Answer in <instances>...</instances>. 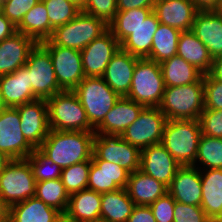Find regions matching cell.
Masks as SVG:
<instances>
[{
    "instance_id": "6da1fadb",
    "label": "cell",
    "mask_w": 222,
    "mask_h": 222,
    "mask_svg": "<svg viewBox=\"0 0 222 222\" xmlns=\"http://www.w3.org/2000/svg\"><path fill=\"white\" fill-rule=\"evenodd\" d=\"M95 132L55 131L49 134L39 149L61 169L91 161Z\"/></svg>"
},
{
    "instance_id": "7a4b0ae2",
    "label": "cell",
    "mask_w": 222,
    "mask_h": 222,
    "mask_svg": "<svg viewBox=\"0 0 222 222\" xmlns=\"http://www.w3.org/2000/svg\"><path fill=\"white\" fill-rule=\"evenodd\" d=\"M203 76L194 83L165 87L159 109L167 120H199L204 111Z\"/></svg>"
},
{
    "instance_id": "3957f363",
    "label": "cell",
    "mask_w": 222,
    "mask_h": 222,
    "mask_svg": "<svg viewBox=\"0 0 222 222\" xmlns=\"http://www.w3.org/2000/svg\"><path fill=\"white\" fill-rule=\"evenodd\" d=\"M202 135L199 120H167L161 144L181 165H193Z\"/></svg>"
},
{
    "instance_id": "277c9868",
    "label": "cell",
    "mask_w": 222,
    "mask_h": 222,
    "mask_svg": "<svg viewBox=\"0 0 222 222\" xmlns=\"http://www.w3.org/2000/svg\"><path fill=\"white\" fill-rule=\"evenodd\" d=\"M46 101L50 129L55 131H95L73 90H62Z\"/></svg>"
},
{
    "instance_id": "5b68a950",
    "label": "cell",
    "mask_w": 222,
    "mask_h": 222,
    "mask_svg": "<svg viewBox=\"0 0 222 222\" xmlns=\"http://www.w3.org/2000/svg\"><path fill=\"white\" fill-rule=\"evenodd\" d=\"M165 87L160 64L148 58H139L127 98L144 107H159Z\"/></svg>"
},
{
    "instance_id": "8992f818",
    "label": "cell",
    "mask_w": 222,
    "mask_h": 222,
    "mask_svg": "<svg viewBox=\"0 0 222 222\" xmlns=\"http://www.w3.org/2000/svg\"><path fill=\"white\" fill-rule=\"evenodd\" d=\"M73 91L78 96L94 129L120 98L102 77H85Z\"/></svg>"
},
{
    "instance_id": "52a82bcc",
    "label": "cell",
    "mask_w": 222,
    "mask_h": 222,
    "mask_svg": "<svg viewBox=\"0 0 222 222\" xmlns=\"http://www.w3.org/2000/svg\"><path fill=\"white\" fill-rule=\"evenodd\" d=\"M108 28L102 19L81 11L68 23L55 28L48 41L52 45L81 51Z\"/></svg>"
},
{
    "instance_id": "ba28073f",
    "label": "cell",
    "mask_w": 222,
    "mask_h": 222,
    "mask_svg": "<svg viewBox=\"0 0 222 222\" xmlns=\"http://www.w3.org/2000/svg\"><path fill=\"white\" fill-rule=\"evenodd\" d=\"M36 180L27 159H13L0 174V198L9 206L35 196Z\"/></svg>"
},
{
    "instance_id": "9c48e42d",
    "label": "cell",
    "mask_w": 222,
    "mask_h": 222,
    "mask_svg": "<svg viewBox=\"0 0 222 222\" xmlns=\"http://www.w3.org/2000/svg\"><path fill=\"white\" fill-rule=\"evenodd\" d=\"M25 66L28 68L29 84L37 99L47 100L63 90L58 85L50 54L40 43L31 50Z\"/></svg>"
},
{
    "instance_id": "30bf717a",
    "label": "cell",
    "mask_w": 222,
    "mask_h": 222,
    "mask_svg": "<svg viewBox=\"0 0 222 222\" xmlns=\"http://www.w3.org/2000/svg\"><path fill=\"white\" fill-rule=\"evenodd\" d=\"M141 151L121 135L95 134L91 159H101L120 165L129 173L140 169Z\"/></svg>"
},
{
    "instance_id": "8fae6325",
    "label": "cell",
    "mask_w": 222,
    "mask_h": 222,
    "mask_svg": "<svg viewBox=\"0 0 222 222\" xmlns=\"http://www.w3.org/2000/svg\"><path fill=\"white\" fill-rule=\"evenodd\" d=\"M166 121L165 115L158 107H144L121 136L141 151L150 145L161 143Z\"/></svg>"
},
{
    "instance_id": "7c38bea8",
    "label": "cell",
    "mask_w": 222,
    "mask_h": 222,
    "mask_svg": "<svg viewBox=\"0 0 222 222\" xmlns=\"http://www.w3.org/2000/svg\"><path fill=\"white\" fill-rule=\"evenodd\" d=\"M40 44L50 54L58 85L73 90L85 78L80 50L52 45L48 40Z\"/></svg>"
},
{
    "instance_id": "4fadbf2b",
    "label": "cell",
    "mask_w": 222,
    "mask_h": 222,
    "mask_svg": "<svg viewBox=\"0 0 222 222\" xmlns=\"http://www.w3.org/2000/svg\"><path fill=\"white\" fill-rule=\"evenodd\" d=\"M20 123L17 108L5 107L0 112V151L12 159H26L35 150L23 136Z\"/></svg>"
},
{
    "instance_id": "5bb4252c",
    "label": "cell",
    "mask_w": 222,
    "mask_h": 222,
    "mask_svg": "<svg viewBox=\"0 0 222 222\" xmlns=\"http://www.w3.org/2000/svg\"><path fill=\"white\" fill-rule=\"evenodd\" d=\"M120 50V43L108 28L80 51L85 77H102L112 57Z\"/></svg>"
},
{
    "instance_id": "9a60e30c",
    "label": "cell",
    "mask_w": 222,
    "mask_h": 222,
    "mask_svg": "<svg viewBox=\"0 0 222 222\" xmlns=\"http://www.w3.org/2000/svg\"><path fill=\"white\" fill-rule=\"evenodd\" d=\"M16 108L23 136L34 148H39L50 131L47 101L36 99Z\"/></svg>"
},
{
    "instance_id": "2e32d148",
    "label": "cell",
    "mask_w": 222,
    "mask_h": 222,
    "mask_svg": "<svg viewBox=\"0 0 222 222\" xmlns=\"http://www.w3.org/2000/svg\"><path fill=\"white\" fill-rule=\"evenodd\" d=\"M181 165L161 144H153L141 150L140 169L146 175L170 185Z\"/></svg>"
},
{
    "instance_id": "e0dca14e",
    "label": "cell",
    "mask_w": 222,
    "mask_h": 222,
    "mask_svg": "<svg viewBox=\"0 0 222 222\" xmlns=\"http://www.w3.org/2000/svg\"><path fill=\"white\" fill-rule=\"evenodd\" d=\"M130 173L120 165L101 159H91L87 189L107 193L126 188Z\"/></svg>"
},
{
    "instance_id": "ac0fdd59",
    "label": "cell",
    "mask_w": 222,
    "mask_h": 222,
    "mask_svg": "<svg viewBox=\"0 0 222 222\" xmlns=\"http://www.w3.org/2000/svg\"><path fill=\"white\" fill-rule=\"evenodd\" d=\"M37 42L16 31L0 42V76L15 72L27 62L31 50Z\"/></svg>"
},
{
    "instance_id": "d6986e66",
    "label": "cell",
    "mask_w": 222,
    "mask_h": 222,
    "mask_svg": "<svg viewBox=\"0 0 222 222\" xmlns=\"http://www.w3.org/2000/svg\"><path fill=\"white\" fill-rule=\"evenodd\" d=\"M159 22L183 31H190L198 12L191 0H157L153 7Z\"/></svg>"
},
{
    "instance_id": "ffe728a7",
    "label": "cell",
    "mask_w": 222,
    "mask_h": 222,
    "mask_svg": "<svg viewBox=\"0 0 222 222\" xmlns=\"http://www.w3.org/2000/svg\"><path fill=\"white\" fill-rule=\"evenodd\" d=\"M168 193L177 202L200 206L202 199L200 169L192 165L181 166L168 186Z\"/></svg>"
},
{
    "instance_id": "44dd1931",
    "label": "cell",
    "mask_w": 222,
    "mask_h": 222,
    "mask_svg": "<svg viewBox=\"0 0 222 222\" xmlns=\"http://www.w3.org/2000/svg\"><path fill=\"white\" fill-rule=\"evenodd\" d=\"M139 58L120 50L108 63L102 78L120 97H127L131 88L135 64Z\"/></svg>"
},
{
    "instance_id": "7402d4cb",
    "label": "cell",
    "mask_w": 222,
    "mask_h": 222,
    "mask_svg": "<svg viewBox=\"0 0 222 222\" xmlns=\"http://www.w3.org/2000/svg\"><path fill=\"white\" fill-rule=\"evenodd\" d=\"M0 94L5 107L16 108L37 99L29 84L28 68L25 65L13 73L0 76Z\"/></svg>"
},
{
    "instance_id": "603a6c76",
    "label": "cell",
    "mask_w": 222,
    "mask_h": 222,
    "mask_svg": "<svg viewBox=\"0 0 222 222\" xmlns=\"http://www.w3.org/2000/svg\"><path fill=\"white\" fill-rule=\"evenodd\" d=\"M144 106L137 102L120 97L104 120L95 128V134L121 135L143 110Z\"/></svg>"
},
{
    "instance_id": "cb8c5ba5",
    "label": "cell",
    "mask_w": 222,
    "mask_h": 222,
    "mask_svg": "<svg viewBox=\"0 0 222 222\" xmlns=\"http://www.w3.org/2000/svg\"><path fill=\"white\" fill-rule=\"evenodd\" d=\"M191 31L214 59L222 55V17L215 11H198Z\"/></svg>"
},
{
    "instance_id": "d4e9b609",
    "label": "cell",
    "mask_w": 222,
    "mask_h": 222,
    "mask_svg": "<svg viewBox=\"0 0 222 222\" xmlns=\"http://www.w3.org/2000/svg\"><path fill=\"white\" fill-rule=\"evenodd\" d=\"M101 194L83 189L69 196L63 220L66 222H93L100 220Z\"/></svg>"
},
{
    "instance_id": "484cf974",
    "label": "cell",
    "mask_w": 222,
    "mask_h": 222,
    "mask_svg": "<svg viewBox=\"0 0 222 222\" xmlns=\"http://www.w3.org/2000/svg\"><path fill=\"white\" fill-rule=\"evenodd\" d=\"M63 214L42 200L30 197L10 206L9 222H62Z\"/></svg>"
},
{
    "instance_id": "4316f807",
    "label": "cell",
    "mask_w": 222,
    "mask_h": 222,
    "mask_svg": "<svg viewBox=\"0 0 222 222\" xmlns=\"http://www.w3.org/2000/svg\"><path fill=\"white\" fill-rule=\"evenodd\" d=\"M201 207L210 220H222V169L200 170Z\"/></svg>"
},
{
    "instance_id": "83f0119b",
    "label": "cell",
    "mask_w": 222,
    "mask_h": 222,
    "mask_svg": "<svg viewBox=\"0 0 222 222\" xmlns=\"http://www.w3.org/2000/svg\"><path fill=\"white\" fill-rule=\"evenodd\" d=\"M126 191L135 205L150 206L168 192V187L141 170H137L130 173Z\"/></svg>"
},
{
    "instance_id": "f1b7e54d",
    "label": "cell",
    "mask_w": 222,
    "mask_h": 222,
    "mask_svg": "<svg viewBox=\"0 0 222 222\" xmlns=\"http://www.w3.org/2000/svg\"><path fill=\"white\" fill-rule=\"evenodd\" d=\"M160 24L156 14L152 11L130 34L120 43V48L138 58L150 56L154 33Z\"/></svg>"
},
{
    "instance_id": "f546056e",
    "label": "cell",
    "mask_w": 222,
    "mask_h": 222,
    "mask_svg": "<svg viewBox=\"0 0 222 222\" xmlns=\"http://www.w3.org/2000/svg\"><path fill=\"white\" fill-rule=\"evenodd\" d=\"M177 56L182 57L203 74H208L211 70L213 58L206 46L191 30L180 33Z\"/></svg>"
},
{
    "instance_id": "4dcf8cb0",
    "label": "cell",
    "mask_w": 222,
    "mask_h": 222,
    "mask_svg": "<svg viewBox=\"0 0 222 222\" xmlns=\"http://www.w3.org/2000/svg\"><path fill=\"white\" fill-rule=\"evenodd\" d=\"M135 206L126 188L102 193L100 219L106 222H127Z\"/></svg>"
},
{
    "instance_id": "1f68e13d",
    "label": "cell",
    "mask_w": 222,
    "mask_h": 222,
    "mask_svg": "<svg viewBox=\"0 0 222 222\" xmlns=\"http://www.w3.org/2000/svg\"><path fill=\"white\" fill-rule=\"evenodd\" d=\"M53 30L48 18V11L42 0L24 15L23 20L16 27V31L33 38L37 43L48 40Z\"/></svg>"
},
{
    "instance_id": "d6a6232c",
    "label": "cell",
    "mask_w": 222,
    "mask_h": 222,
    "mask_svg": "<svg viewBox=\"0 0 222 222\" xmlns=\"http://www.w3.org/2000/svg\"><path fill=\"white\" fill-rule=\"evenodd\" d=\"M166 87L197 82L204 74L182 57L173 56L160 63Z\"/></svg>"
},
{
    "instance_id": "836d02e7",
    "label": "cell",
    "mask_w": 222,
    "mask_h": 222,
    "mask_svg": "<svg viewBox=\"0 0 222 222\" xmlns=\"http://www.w3.org/2000/svg\"><path fill=\"white\" fill-rule=\"evenodd\" d=\"M180 33V30L160 23L154 33L148 59L160 64L161 62L176 56Z\"/></svg>"
},
{
    "instance_id": "e575fe53",
    "label": "cell",
    "mask_w": 222,
    "mask_h": 222,
    "mask_svg": "<svg viewBox=\"0 0 222 222\" xmlns=\"http://www.w3.org/2000/svg\"><path fill=\"white\" fill-rule=\"evenodd\" d=\"M152 11L153 8H135L117 12L108 27L113 36L121 43Z\"/></svg>"
},
{
    "instance_id": "d590c367",
    "label": "cell",
    "mask_w": 222,
    "mask_h": 222,
    "mask_svg": "<svg viewBox=\"0 0 222 222\" xmlns=\"http://www.w3.org/2000/svg\"><path fill=\"white\" fill-rule=\"evenodd\" d=\"M200 170L222 169V138L201 135L195 163Z\"/></svg>"
},
{
    "instance_id": "8d00e7d4",
    "label": "cell",
    "mask_w": 222,
    "mask_h": 222,
    "mask_svg": "<svg viewBox=\"0 0 222 222\" xmlns=\"http://www.w3.org/2000/svg\"><path fill=\"white\" fill-rule=\"evenodd\" d=\"M35 197L56 208L62 214L66 212L69 194L66 192L61 178L36 182Z\"/></svg>"
},
{
    "instance_id": "74e56055",
    "label": "cell",
    "mask_w": 222,
    "mask_h": 222,
    "mask_svg": "<svg viewBox=\"0 0 222 222\" xmlns=\"http://www.w3.org/2000/svg\"><path fill=\"white\" fill-rule=\"evenodd\" d=\"M90 165L91 161H84L62 169L61 180L69 196L87 189Z\"/></svg>"
},
{
    "instance_id": "f35d334b",
    "label": "cell",
    "mask_w": 222,
    "mask_h": 222,
    "mask_svg": "<svg viewBox=\"0 0 222 222\" xmlns=\"http://www.w3.org/2000/svg\"><path fill=\"white\" fill-rule=\"evenodd\" d=\"M33 171L36 182H43L61 178L62 169L49 159L39 148H35L26 158Z\"/></svg>"
},
{
    "instance_id": "ab89813d",
    "label": "cell",
    "mask_w": 222,
    "mask_h": 222,
    "mask_svg": "<svg viewBox=\"0 0 222 222\" xmlns=\"http://www.w3.org/2000/svg\"><path fill=\"white\" fill-rule=\"evenodd\" d=\"M48 11V18L53 29L64 25L77 16L81 9L67 0H42Z\"/></svg>"
},
{
    "instance_id": "60d3db41",
    "label": "cell",
    "mask_w": 222,
    "mask_h": 222,
    "mask_svg": "<svg viewBox=\"0 0 222 222\" xmlns=\"http://www.w3.org/2000/svg\"><path fill=\"white\" fill-rule=\"evenodd\" d=\"M81 11L102 19L109 25L118 12L117 0H86L85 6Z\"/></svg>"
},
{
    "instance_id": "b9f144b4",
    "label": "cell",
    "mask_w": 222,
    "mask_h": 222,
    "mask_svg": "<svg viewBox=\"0 0 222 222\" xmlns=\"http://www.w3.org/2000/svg\"><path fill=\"white\" fill-rule=\"evenodd\" d=\"M41 0H3L4 16L17 27L24 15Z\"/></svg>"
},
{
    "instance_id": "7bdbcfd3",
    "label": "cell",
    "mask_w": 222,
    "mask_h": 222,
    "mask_svg": "<svg viewBox=\"0 0 222 222\" xmlns=\"http://www.w3.org/2000/svg\"><path fill=\"white\" fill-rule=\"evenodd\" d=\"M204 109L222 110V82L214 80L209 74L203 75Z\"/></svg>"
},
{
    "instance_id": "ee69618b",
    "label": "cell",
    "mask_w": 222,
    "mask_h": 222,
    "mask_svg": "<svg viewBox=\"0 0 222 222\" xmlns=\"http://www.w3.org/2000/svg\"><path fill=\"white\" fill-rule=\"evenodd\" d=\"M203 135L222 138V111L204 109L199 118Z\"/></svg>"
},
{
    "instance_id": "f6af8a7d",
    "label": "cell",
    "mask_w": 222,
    "mask_h": 222,
    "mask_svg": "<svg viewBox=\"0 0 222 222\" xmlns=\"http://www.w3.org/2000/svg\"><path fill=\"white\" fill-rule=\"evenodd\" d=\"M173 222H210L201 206L187 205L175 201Z\"/></svg>"
},
{
    "instance_id": "bcb514c9",
    "label": "cell",
    "mask_w": 222,
    "mask_h": 222,
    "mask_svg": "<svg viewBox=\"0 0 222 222\" xmlns=\"http://www.w3.org/2000/svg\"><path fill=\"white\" fill-rule=\"evenodd\" d=\"M175 200L167 192L150 205L156 222H173Z\"/></svg>"
},
{
    "instance_id": "7dc6e473",
    "label": "cell",
    "mask_w": 222,
    "mask_h": 222,
    "mask_svg": "<svg viewBox=\"0 0 222 222\" xmlns=\"http://www.w3.org/2000/svg\"><path fill=\"white\" fill-rule=\"evenodd\" d=\"M127 222H156L150 206L136 205Z\"/></svg>"
},
{
    "instance_id": "c3c4849f",
    "label": "cell",
    "mask_w": 222,
    "mask_h": 222,
    "mask_svg": "<svg viewBox=\"0 0 222 222\" xmlns=\"http://www.w3.org/2000/svg\"><path fill=\"white\" fill-rule=\"evenodd\" d=\"M157 0H117L118 12L135 8H153Z\"/></svg>"
},
{
    "instance_id": "681fc988",
    "label": "cell",
    "mask_w": 222,
    "mask_h": 222,
    "mask_svg": "<svg viewBox=\"0 0 222 222\" xmlns=\"http://www.w3.org/2000/svg\"><path fill=\"white\" fill-rule=\"evenodd\" d=\"M16 32V27L0 13V42Z\"/></svg>"
},
{
    "instance_id": "f907efd6",
    "label": "cell",
    "mask_w": 222,
    "mask_h": 222,
    "mask_svg": "<svg viewBox=\"0 0 222 222\" xmlns=\"http://www.w3.org/2000/svg\"><path fill=\"white\" fill-rule=\"evenodd\" d=\"M198 11H215L221 0H191Z\"/></svg>"
},
{
    "instance_id": "816d5d0a",
    "label": "cell",
    "mask_w": 222,
    "mask_h": 222,
    "mask_svg": "<svg viewBox=\"0 0 222 222\" xmlns=\"http://www.w3.org/2000/svg\"><path fill=\"white\" fill-rule=\"evenodd\" d=\"M214 80L222 82V55L212 61L211 70L208 73Z\"/></svg>"
},
{
    "instance_id": "f5cc1de1",
    "label": "cell",
    "mask_w": 222,
    "mask_h": 222,
    "mask_svg": "<svg viewBox=\"0 0 222 222\" xmlns=\"http://www.w3.org/2000/svg\"><path fill=\"white\" fill-rule=\"evenodd\" d=\"M10 206L0 198V222H9Z\"/></svg>"
},
{
    "instance_id": "db71d44e",
    "label": "cell",
    "mask_w": 222,
    "mask_h": 222,
    "mask_svg": "<svg viewBox=\"0 0 222 222\" xmlns=\"http://www.w3.org/2000/svg\"><path fill=\"white\" fill-rule=\"evenodd\" d=\"M12 160L5 152L0 151V174Z\"/></svg>"
},
{
    "instance_id": "11a10c76",
    "label": "cell",
    "mask_w": 222,
    "mask_h": 222,
    "mask_svg": "<svg viewBox=\"0 0 222 222\" xmlns=\"http://www.w3.org/2000/svg\"><path fill=\"white\" fill-rule=\"evenodd\" d=\"M70 1L72 3H74L76 6H78L81 10L84 8L85 6V2L86 0H67Z\"/></svg>"
},
{
    "instance_id": "9f6ffc18",
    "label": "cell",
    "mask_w": 222,
    "mask_h": 222,
    "mask_svg": "<svg viewBox=\"0 0 222 222\" xmlns=\"http://www.w3.org/2000/svg\"><path fill=\"white\" fill-rule=\"evenodd\" d=\"M215 12H217L222 17V0L220 1L218 7L216 8Z\"/></svg>"
},
{
    "instance_id": "6f0895ef",
    "label": "cell",
    "mask_w": 222,
    "mask_h": 222,
    "mask_svg": "<svg viewBox=\"0 0 222 222\" xmlns=\"http://www.w3.org/2000/svg\"><path fill=\"white\" fill-rule=\"evenodd\" d=\"M5 108V106L3 105L2 103V100H1V94H0V112Z\"/></svg>"
},
{
    "instance_id": "680465c9",
    "label": "cell",
    "mask_w": 222,
    "mask_h": 222,
    "mask_svg": "<svg viewBox=\"0 0 222 222\" xmlns=\"http://www.w3.org/2000/svg\"><path fill=\"white\" fill-rule=\"evenodd\" d=\"M3 12V0H0V13Z\"/></svg>"
},
{
    "instance_id": "91938a15",
    "label": "cell",
    "mask_w": 222,
    "mask_h": 222,
    "mask_svg": "<svg viewBox=\"0 0 222 222\" xmlns=\"http://www.w3.org/2000/svg\"><path fill=\"white\" fill-rule=\"evenodd\" d=\"M210 222H222V220H211Z\"/></svg>"
},
{
    "instance_id": "94428289",
    "label": "cell",
    "mask_w": 222,
    "mask_h": 222,
    "mask_svg": "<svg viewBox=\"0 0 222 222\" xmlns=\"http://www.w3.org/2000/svg\"><path fill=\"white\" fill-rule=\"evenodd\" d=\"M93 222H106V221H103V220H97V221H93Z\"/></svg>"
}]
</instances>
